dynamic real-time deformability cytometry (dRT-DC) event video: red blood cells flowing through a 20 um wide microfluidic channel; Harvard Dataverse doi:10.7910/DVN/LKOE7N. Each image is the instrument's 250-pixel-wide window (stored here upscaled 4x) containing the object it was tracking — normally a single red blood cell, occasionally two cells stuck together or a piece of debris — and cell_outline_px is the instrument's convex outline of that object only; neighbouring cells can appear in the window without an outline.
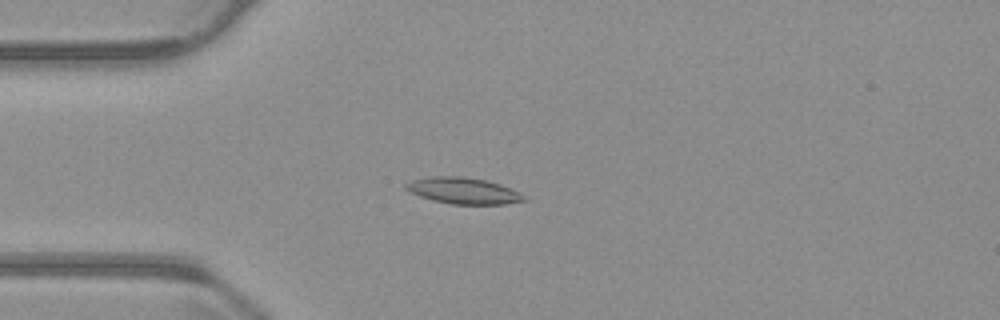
{"species": "common noctule bat (a hibernating species)", "species_latin": "Nyctalus noctula", "temperature_condition": "warm", "stored_images_in_passage": 42, "camera_frame_rate_fps": 3000, "um_per_image_px": 0.085, "animal": {"sex": "male", "body_mass_g": 23.1, "forearm_length_mm": 52.7}, "frame": {"image": 1, "passage_image": 2, "time_ms": 0.333, "image_size_px": [1000, 320], "cell_outline_px": [[528, 200], [504, 204], [452, 204], [432, 200], [408, 192], [404, 188], [404, 184], [412, 180], [432, 176], [464, 176], [484, 180], [500, 184], [512, 188], [520, 192]], "centroid_in_image_um": [39.37, 16.21], "position_along_channel_um": 45.6, "area_um2": 18.21}}
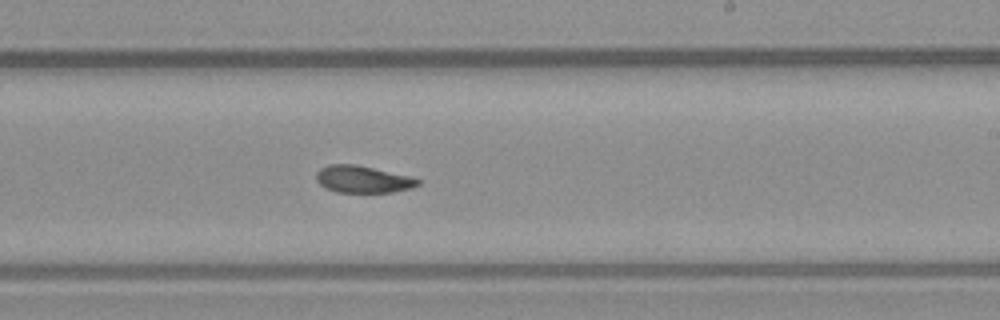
{"frame": {"image": 2, "passage_image": 20, "time_ms": 6.333, "image_size_px": [1000, 320], "cell_outline_px": [[420, 184], [412, 188], [392, 192], [336, 192], [324, 188], [316, 180], [316, 172], [320, 168], [328, 164], [352, 164], [372, 168], [408, 176], [420, 180]], "centroid_in_image_um": [30.79, 15.24], "position_along_channel_um": 258.2, "area_um2": 15.9}}
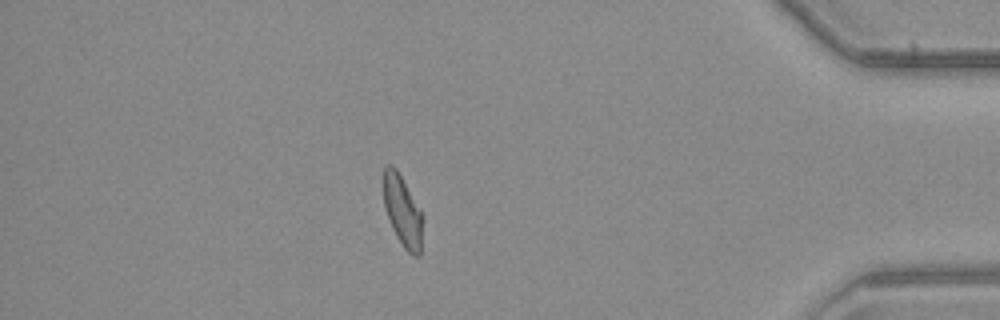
{"frame": {"image": 3, "passage_image": 35, "time_ms": 11.333, "image_size_px": [1000, 320], "cell_outline_px": [[424, 216], [420, 256], [412, 256], [404, 248], [396, 236], [392, 228], [384, 204], [384, 168], [388, 164], [392, 164], [396, 168], [420, 208]], "centroid_in_image_um": [34.25, 17.97], "position_along_channel_um": 400.9, "area_um2": 16.3}, "authors_computed_cell_mechanics": {"area_um2": 16.5308, "velocity_mm_per_s": 3.7782, "shape_relaxation_time_tau1_ms": null, "shape_relaxation_time_tau2_ms": 5.712, "deformation_change_tau1": null, "deformation_change_tau2": 0.1285}}